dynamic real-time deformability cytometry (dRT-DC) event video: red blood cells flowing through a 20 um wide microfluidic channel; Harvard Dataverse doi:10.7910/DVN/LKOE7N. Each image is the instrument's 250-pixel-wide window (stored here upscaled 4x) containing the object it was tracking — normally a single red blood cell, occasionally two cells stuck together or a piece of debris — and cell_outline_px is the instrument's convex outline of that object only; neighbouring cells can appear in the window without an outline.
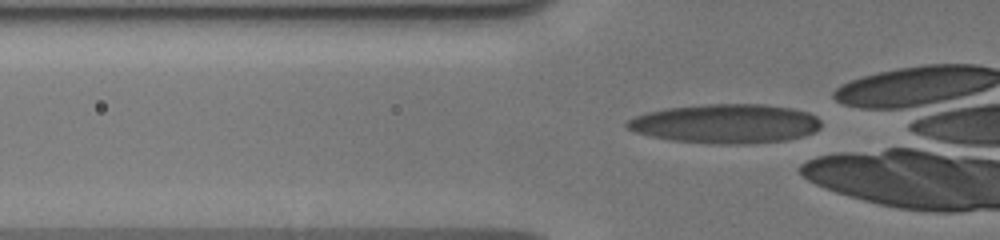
{"species": "human", "species_latin": "Homo sapiens", "temperature_condition": "cold", "stored_images_in_passage": 33, "camera_frame_rate_fps": 3000, "um_per_image_px": 0.085, "donor": {"sex": "male"}, "frame": {"image": 1, "passage_image": 6, "time_ms": 1.667, "image_size_px": [1000, 240], "cell_outline_px": [[820, 128], [804, 136], [788, 140], [748, 144], [712, 144], [668, 140], [636, 132], [628, 128], [624, 124], [628, 120], [636, 116], [648, 112], [664, 108], [704, 104], [760, 104], [792, 108], [808, 112], [816, 116], [820, 120]], "centroid_in_image_um": [61.69, 10.52], "position_along_channel_um": 64.1, "area_um2": 44.56}}
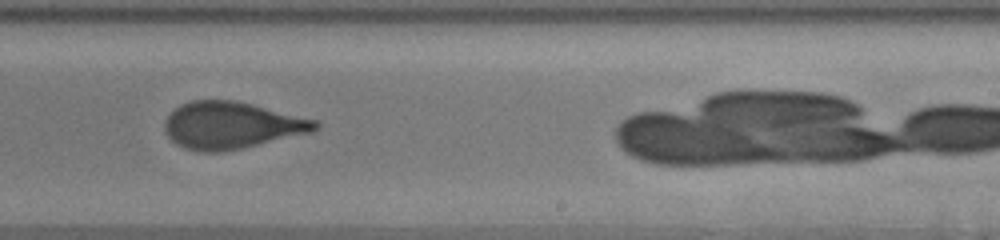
{"frame": {"image": 2, "passage_image": 22, "time_ms": 7.0, "image_size_px": [1000, 240], "cell_outline_px": [[320, 128], [312, 132], [240, 148], [220, 152], [204, 152], [188, 148], [176, 144], [168, 136], [164, 128], [164, 120], [180, 104], [192, 100], [236, 100], [320, 120]], "centroid_in_image_um": [19.72, 10.63], "position_along_channel_um": 269.3, "area_um2": 41.15}}
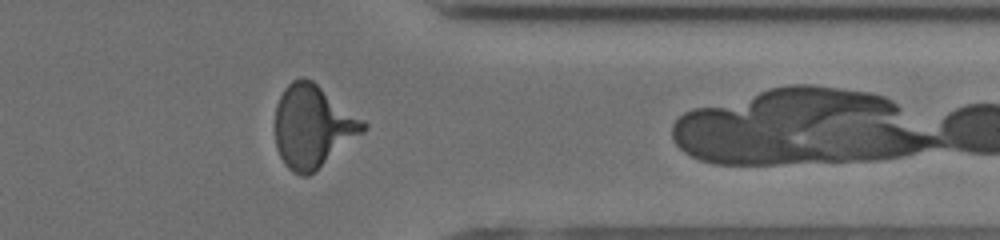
{"frame": {"image": 3, "passage_image": 31, "time_ms": 10.0, "image_size_px": [1000, 240], "cell_outline_px": [[368, 128], [364, 132], [308, 176], [300, 176], [292, 172], [284, 164], [276, 148], [276, 104], [284, 88], [292, 80], [300, 76], [304, 76], [312, 80], [364, 120], [368, 124]], "centroid_in_image_um": [26.57, 10.73], "position_along_channel_um": 384.8, "area_um2": 42.31}, "authors_computed_cell_mechanics": {"area_um2": 42.0784, "velocity_mm_per_s": 3.9847, "shape_relaxation_time_tau1_ms": 4.2899, "shape_relaxation_time_tau2_ms": 1.0162, "deformation_change_tau1": 0.199, "deformation_change_tau2": 0.0867}}